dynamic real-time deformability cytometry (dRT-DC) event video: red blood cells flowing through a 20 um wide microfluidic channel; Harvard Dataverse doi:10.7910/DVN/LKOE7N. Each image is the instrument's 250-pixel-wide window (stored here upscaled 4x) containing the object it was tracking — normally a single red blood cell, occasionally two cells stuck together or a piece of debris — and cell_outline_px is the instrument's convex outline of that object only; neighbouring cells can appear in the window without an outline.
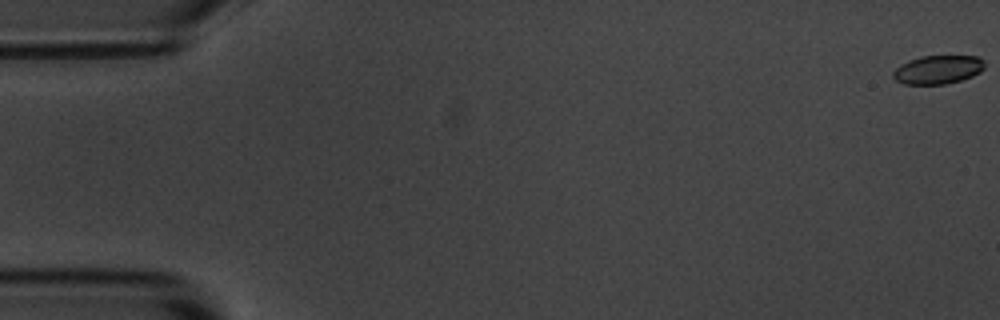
{"species": "common noctule bat (a hibernating species)", "species_latin": "Nyctalus noctula", "temperature_condition": "room temperature", "stored_images_in_passage": 57, "camera_frame_rate_fps": 3000, "um_per_image_px": 0.085, "animal": {"sex": "male", "body_mass_g": 20.1, "forearm_length_mm": 53.5}, "frame": {"image": 1, "passage_image": 1, "time_ms": 0.0, "image_size_px": [1000, 320], "cell_outline_px": [[984, 68], [980, 72], [972, 76], [960, 80], [944, 84], [904, 84], [896, 80], [892, 76], [892, 72], [900, 64], [908, 60], [920, 56], [980, 56], [984, 60]], "centroid_in_image_um": [79.71, 5.91], "position_along_channel_um": 5.3, "area_um2": 15.32}}
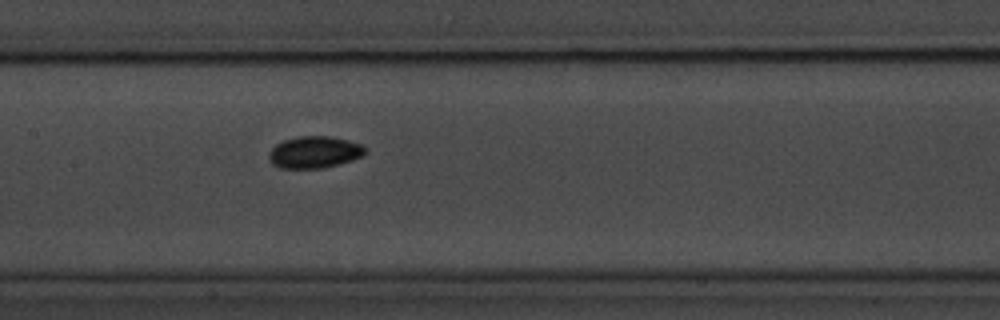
{"frame": {"image": 2, "passage_image": 28, "time_ms": 9.0, "image_size_px": [1000, 320], "cell_outline_px": [[368, 152], [364, 156], [352, 160], [320, 168], [280, 168], [272, 164], [268, 156], [268, 152], [276, 144], [284, 140], [296, 136], [332, 136], [348, 140], [360, 144], [368, 148]], "centroid_in_image_um": [26.74, 12.92], "position_along_channel_um": 180.7, "area_um2": 18.03}}
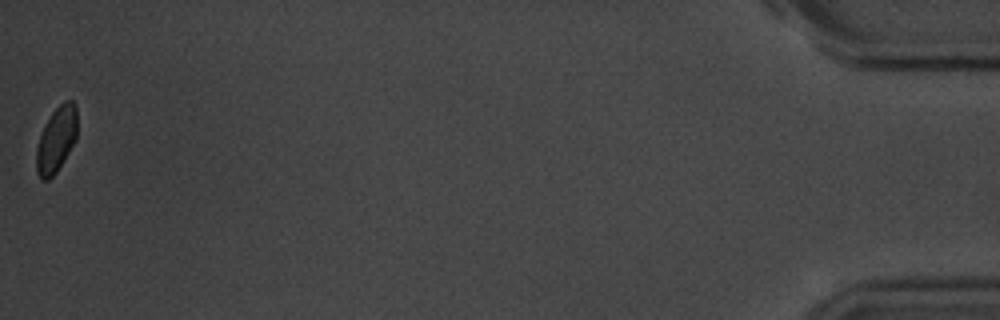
{"frame": {"image": 3, "passage_image": 57, "time_ms": 18.667, "image_size_px": [1000, 320], "cell_outline_px": [[76, 140], [56, 172], [48, 180], [40, 180], [36, 172], [36, 148], [44, 124], [52, 112], [64, 100], [72, 100], [76, 104]], "centroid_in_image_um": [4.77, 11.86], "position_along_channel_um": 430.4, "area_um2": 15.61}, "authors_computed_cell_mechanics": {"area_um2": 16.6464, "velocity_mm_per_s": 3.5914, "shape_relaxation_time_tau1_ms": 2.7745, "shape_relaxation_time_tau2_ms": 7.2637, "deformation_change_tau1": 0.0635, "deformation_change_tau2": 0.0571}}